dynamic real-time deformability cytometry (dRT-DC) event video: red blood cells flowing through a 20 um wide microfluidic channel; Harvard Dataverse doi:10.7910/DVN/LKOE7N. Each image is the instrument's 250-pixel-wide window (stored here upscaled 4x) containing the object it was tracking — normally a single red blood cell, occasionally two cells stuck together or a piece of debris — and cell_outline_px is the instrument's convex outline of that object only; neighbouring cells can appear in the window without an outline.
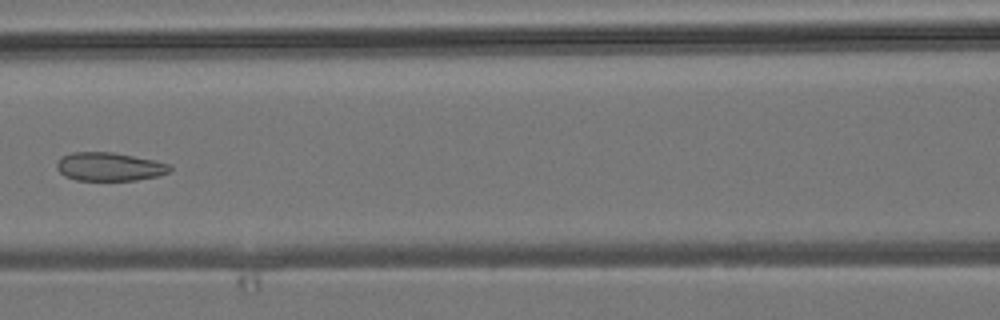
{"species": "common noctule bat (a hibernating species)", "species_latin": "Nyctalus noctula", "temperature_condition": "room temperature", "stored_images_in_passage": 7, "camera_frame_rate_fps": 3000, "um_per_image_px": 0.085, "animal": {"sex": "male", "body_mass_g": 19.2, "forearm_length_mm": 51.8}, "frame": {"image": 1, "passage_image": 6, "time_ms": 6.0, "image_size_px": [1000, 320], "cell_outline_px": [[172, 168], [168, 172], [160, 176], [136, 180], [76, 180], [64, 176], [56, 168], [56, 164], [60, 156], [72, 152], [112, 152], [152, 160], [168, 164]], "centroid_in_image_um": [9.25, 14.17], "position_along_channel_um": 157.4, "area_um2": 18.73}}
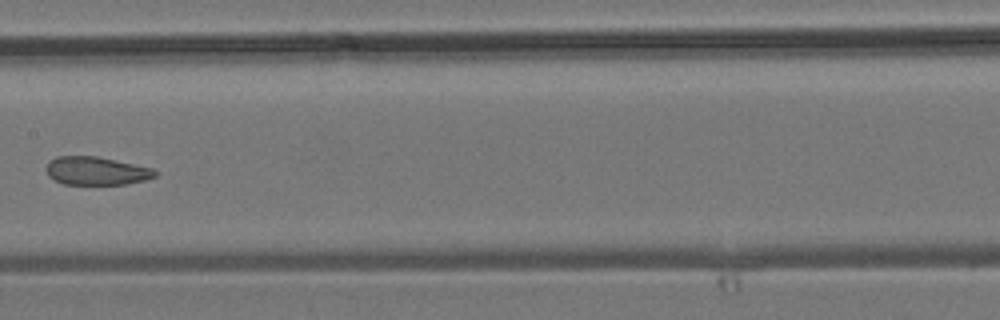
{"frame": {"image": 2, "passage_image": 7, "time_ms": 7.0, "image_size_px": [1000, 320], "cell_outline_px": [[156, 176], [144, 180], [124, 184], [64, 184], [48, 176], [44, 168], [48, 160], [56, 156], [96, 156], [152, 168], [156, 172]], "centroid_in_image_um": [8.11, 14.51], "position_along_channel_um": 199.3, "area_um2": 17.86}}